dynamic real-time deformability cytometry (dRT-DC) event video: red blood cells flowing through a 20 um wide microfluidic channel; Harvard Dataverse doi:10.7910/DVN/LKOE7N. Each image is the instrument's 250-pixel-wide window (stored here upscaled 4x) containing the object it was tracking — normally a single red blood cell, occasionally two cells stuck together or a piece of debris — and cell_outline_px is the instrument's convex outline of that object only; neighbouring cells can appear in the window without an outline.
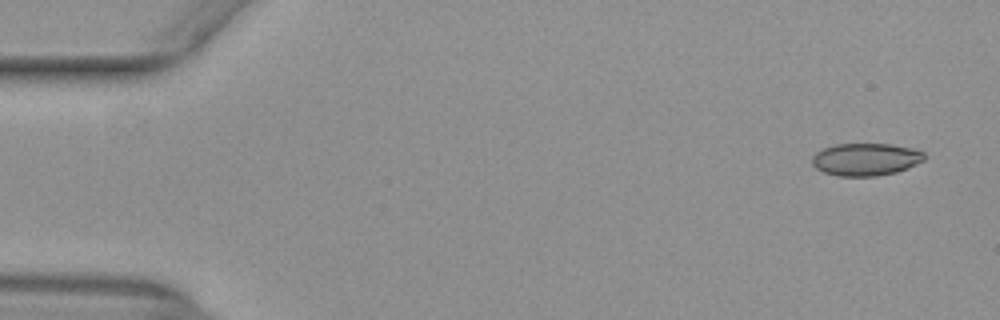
{"species": "common noctule bat (a hibernating species)", "species_latin": "Nyctalus noctula", "temperature_condition": "warm", "stored_images_in_passage": 51, "camera_frame_rate_fps": 3000, "um_per_image_px": 0.085, "animal": {"sex": "female", "body_mass_g": 29.2, "forearm_length_mm": 56.3}, "frame": {"image": 1, "passage_image": 1, "time_ms": 0.0, "image_size_px": [1000, 320], "cell_outline_px": [[924, 160], [908, 168], [896, 172], [876, 176], [836, 176], [824, 172], [816, 168], [812, 164], [812, 156], [816, 152], [824, 148], [836, 144], [892, 144], [912, 148], [924, 152]], "centroid_in_image_um": [73.58, 13.55], "position_along_channel_um": 11.4, "area_um2": 21.27}}
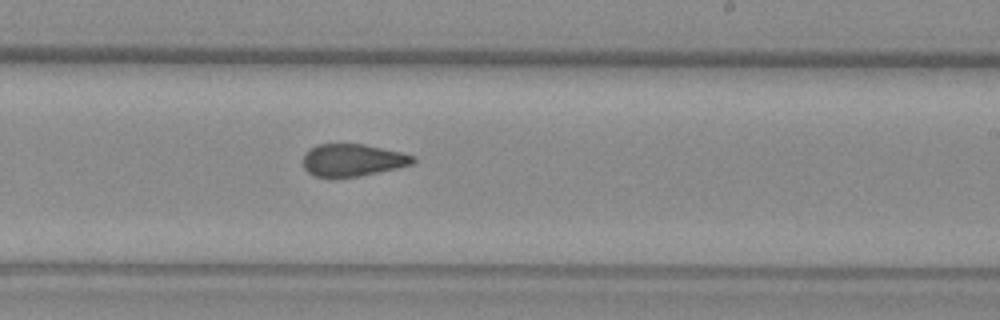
{"frame": {"image": 2, "passage_image": 30, "time_ms": 9.667, "image_size_px": [1000, 320], "cell_outline_px": [[416, 160], [412, 164], [396, 168], [356, 176], [316, 176], [308, 172], [304, 168], [304, 152], [316, 144], [364, 144], [400, 152], [416, 156]], "centroid_in_image_um": [29.97, 13.58], "position_along_channel_um": 259.0, "area_um2": 20.35}}
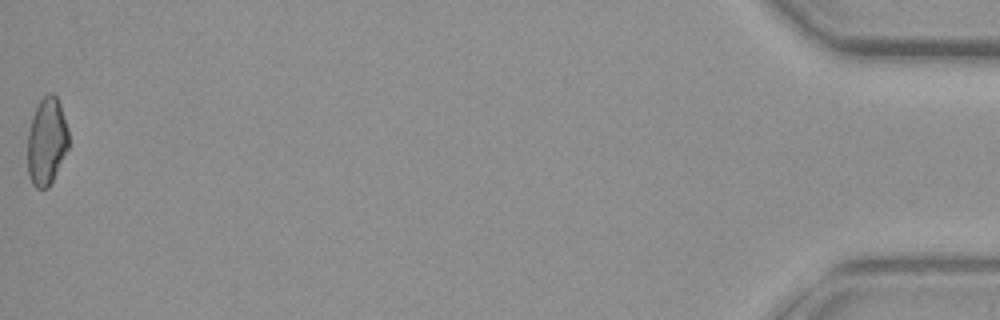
{"frame": {"image": 3, "passage_image": 51, "time_ms": 16.667, "image_size_px": [1000, 320], "cell_outline_px": [[68, 148], [48, 188], [36, 188], [32, 184], [28, 176], [28, 132], [32, 116], [40, 100], [48, 92], [52, 92], [56, 96], [60, 104], [68, 128]], "centroid_in_image_um": [3.96, 12.0], "position_along_channel_um": 431.2, "area_um2": 20.81}, "authors_computed_cell_mechanics": {"area_um2": 21.6172, "velocity_mm_per_s": 3.9569, "shape_relaxation_time_tau1_ms": null, "shape_relaxation_time_tau2_ms": 2.1255, "deformation_change_tau1": null, "deformation_change_tau2": 0.0822}}